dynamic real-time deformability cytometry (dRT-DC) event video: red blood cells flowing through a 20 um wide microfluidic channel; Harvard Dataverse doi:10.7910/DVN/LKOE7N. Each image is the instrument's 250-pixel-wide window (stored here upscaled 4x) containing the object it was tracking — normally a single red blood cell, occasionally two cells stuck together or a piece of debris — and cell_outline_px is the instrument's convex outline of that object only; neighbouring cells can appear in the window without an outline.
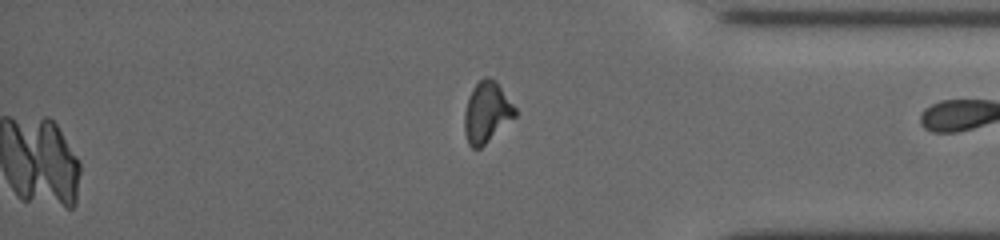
{"species": "common noctule bat (a hibernating species)", "species_latin": "Nyctalus noctula", "temperature_condition": "cold", "stored_images_in_passage": 36, "camera_frame_rate_fps": 3000, "um_per_image_px": 0.085, "animal": {"sex": "female", "body_mass_g": 19.5, "forearm_length_mm": 54.1}, "frame": {"image": 1, "passage_image": 36, "time_ms": 11.667, "image_size_px": [1000, 240], "cell_outline_px": [[516, 116], [480, 148], [472, 148], [468, 144], [464, 132], [464, 112], [472, 88], [484, 76], [488, 76], [496, 80], [516, 108]], "centroid_in_image_um": [41.37, 9.53], "position_along_channel_um": 393.8, "area_um2": 17.92}}